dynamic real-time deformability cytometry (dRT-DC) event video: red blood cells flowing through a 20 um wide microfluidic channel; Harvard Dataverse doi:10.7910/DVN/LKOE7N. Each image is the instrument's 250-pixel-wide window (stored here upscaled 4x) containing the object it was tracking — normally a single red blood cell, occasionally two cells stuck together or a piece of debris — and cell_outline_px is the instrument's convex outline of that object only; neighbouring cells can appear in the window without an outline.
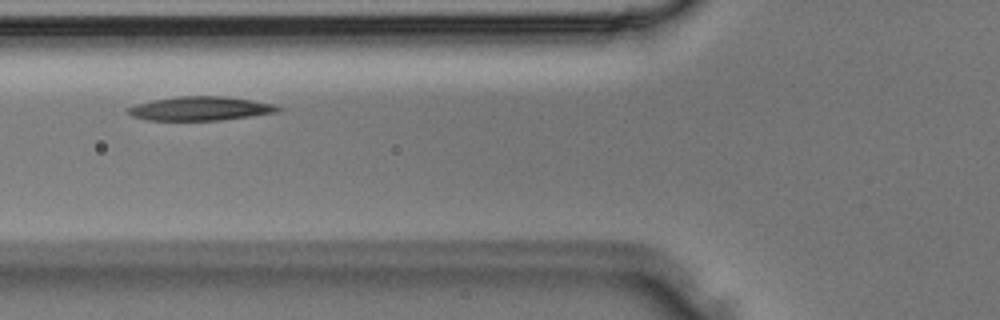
{"species": "Egyptian fruit bat (a non-hibernating species)", "species_latin": "Rousettus aegyptiacus", "temperature_condition": "room temperature", "stored_images_in_passage": 2, "camera_frame_rate_fps": 3000, "um_per_image_px": 0.085, "animal": {"sex": "male"}, "frame": {"image": 1, "passage_image": 2, "time_ms": 0.333, "image_size_px": [1000, 320], "cell_outline_px": [[284, 108], [280, 112], [220, 120], [144, 120], [132, 116], [128, 112], [128, 108], [136, 104], [152, 100], [176, 96], [224, 96], [252, 100], [272, 104]], "centroid_in_image_um": [17.04, 9.22], "position_along_channel_um": 108.8, "area_um2": 20.92}}